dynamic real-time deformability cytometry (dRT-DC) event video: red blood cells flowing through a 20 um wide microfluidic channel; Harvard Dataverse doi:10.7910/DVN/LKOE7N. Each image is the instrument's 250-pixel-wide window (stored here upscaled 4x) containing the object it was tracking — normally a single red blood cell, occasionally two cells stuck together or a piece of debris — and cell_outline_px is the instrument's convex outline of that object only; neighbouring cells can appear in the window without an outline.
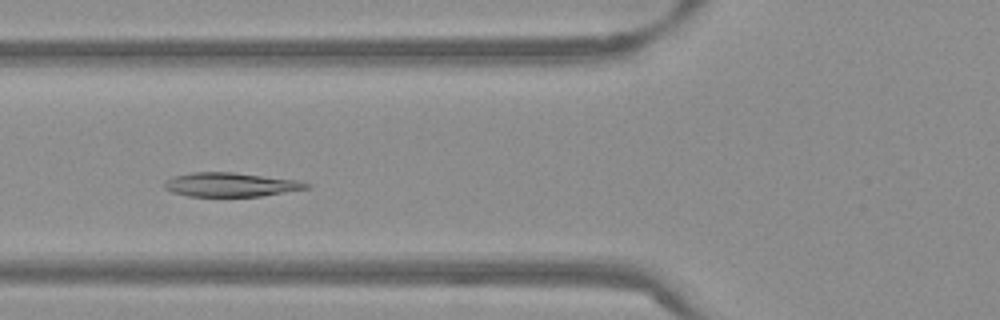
{"species": "Egyptian fruit bat (a non-hibernating species)", "species_latin": "Rousettus aegyptiacus", "temperature_condition": "warm", "stored_images_in_passage": 49, "camera_frame_rate_fps": 3000, "um_per_image_px": 0.085, "frame": {"image": 1, "passage_image": 16, "time_ms": 5.0, "image_size_px": [1000, 320], "cell_outline_px": [[312, 188], [260, 196], [188, 196], [172, 192], [164, 188], [164, 180], [172, 176], [192, 172], [232, 172], [300, 180], [312, 184]], "centroid_in_image_um": [19.63, 15.69], "position_along_channel_um": 106.2, "area_um2": 20.11}}
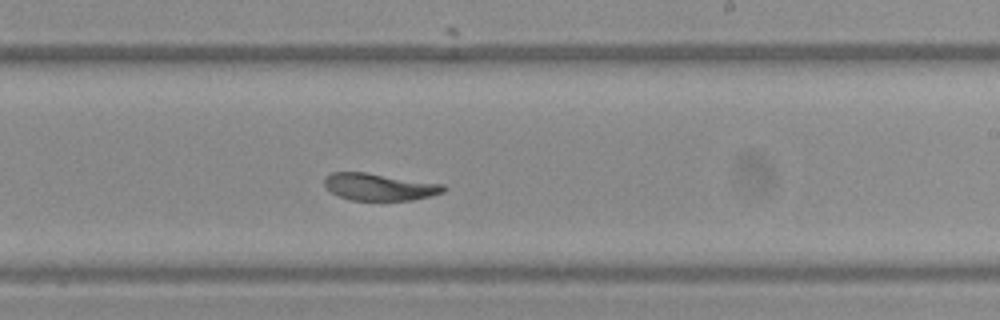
{"frame": {"image": 2, "passage_image": 28, "time_ms": 9.0, "image_size_px": [1000, 320], "cell_outline_px": [[448, 188], [444, 192], [432, 196], [412, 200], [352, 200], [340, 196], [332, 192], [324, 184], [324, 176], [332, 172], [364, 172], [444, 184]], "centroid_in_image_um": [32.28, 15.88], "position_along_channel_um": 256.7, "area_um2": 18.79}}
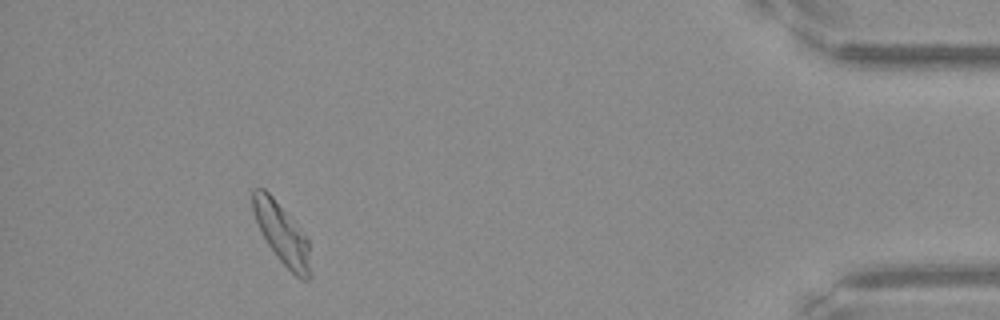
{"frame": {"image": 3, "passage_image": 45, "time_ms": 14.667, "image_size_px": [1000, 320], "cell_outline_px": [[312, 276], [308, 280], [300, 280], [276, 256], [268, 244], [256, 220], [252, 208], [252, 192], [256, 188], [264, 188], [272, 196], [296, 224], [308, 240]], "centroid_in_image_um": [23.98, 19.9], "position_along_channel_um": 411.2, "area_um2": 20.0}, "authors_computed_cell_mechanics": {"area_um2": 20.4034, "velocity_mm_per_s": 3.7715, "shape_relaxation_time_tau1_ms": 3.3537, "shape_relaxation_time_tau2_ms": 1.9081, "deformation_change_tau1": 0.1276, "deformation_change_tau2": 0.0628}}